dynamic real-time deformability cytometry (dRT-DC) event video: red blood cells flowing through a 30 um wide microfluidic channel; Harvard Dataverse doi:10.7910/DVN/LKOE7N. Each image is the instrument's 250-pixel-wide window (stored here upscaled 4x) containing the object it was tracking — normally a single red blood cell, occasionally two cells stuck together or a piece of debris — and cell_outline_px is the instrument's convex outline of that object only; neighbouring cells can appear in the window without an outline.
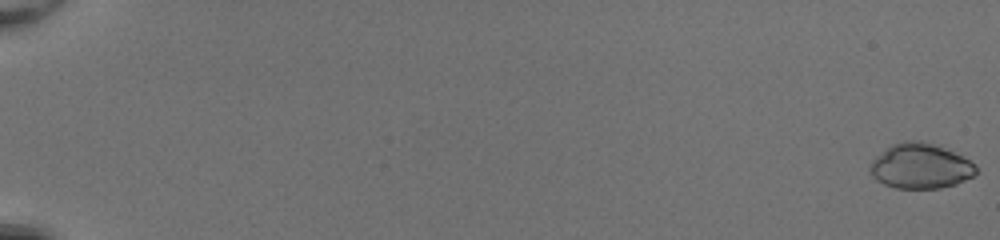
{"species": "common noctule bat (a hibernating species)", "species_latin": "Nyctalus noctula", "temperature_condition": "room temperature", "stored_images_in_passage": 12, "camera_frame_rate_fps": 3000, "um_per_image_px": 0.085, "animal": {"sex": "female", "body_mass_g": 20.0, "forearm_length_mm": 54.0}, "frame": {"image": 1, "passage_image": 1, "time_ms": 0.0, "image_size_px": [1000, 240], "cell_outline_px": [[976, 172], [972, 176], [956, 184], [940, 188], [896, 188], [884, 184], [876, 180], [872, 176], [868, 168], [872, 160], [876, 156], [892, 144], [904, 140], [924, 140], [952, 152], [976, 164]], "centroid_in_image_um": [78.19, 14.11], "position_along_channel_um": 6.8, "area_um2": 27.74}}